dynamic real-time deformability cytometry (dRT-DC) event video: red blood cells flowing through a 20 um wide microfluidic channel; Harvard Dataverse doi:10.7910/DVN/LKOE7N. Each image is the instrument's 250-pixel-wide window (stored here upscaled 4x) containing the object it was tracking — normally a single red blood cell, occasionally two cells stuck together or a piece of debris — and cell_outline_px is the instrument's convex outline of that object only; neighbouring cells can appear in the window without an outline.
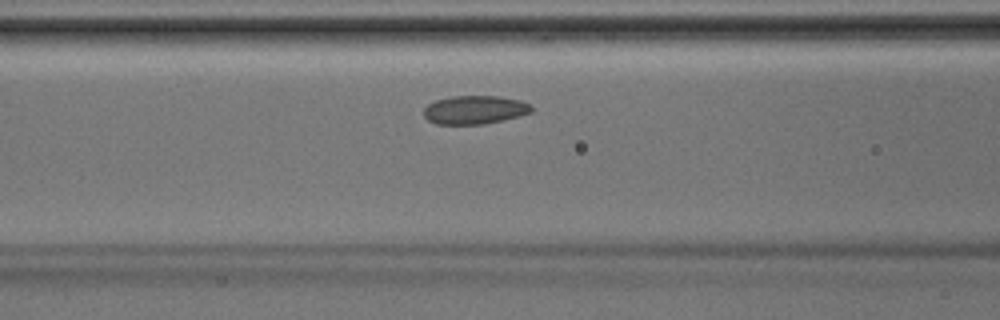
{"species": "Egyptian fruit bat (a non-hibernating species)", "species_latin": "Rousettus aegyptiacus", "temperature_condition": "room temperature", "stored_images_in_passage": 34, "camera_frame_rate_fps": 3000, "um_per_image_px": 0.085, "animal": {"sex": "male"}, "frame": {"image": 1, "passage_image": 9, "time_ms": 2.667, "image_size_px": [1000, 320], "cell_outline_px": [[532, 112], [520, 116], [484, 124], [436, 124], [428, 120], [424, 116], [424, 108], [428, 104], [436, 100], [452, 96], [500, 96], [520, 100], [528, 104], [532, 108]], "centroid_in_image_um": [40.34, 9.33], "position_along_channel_um": 126.3, "area_um2": 17.86}}
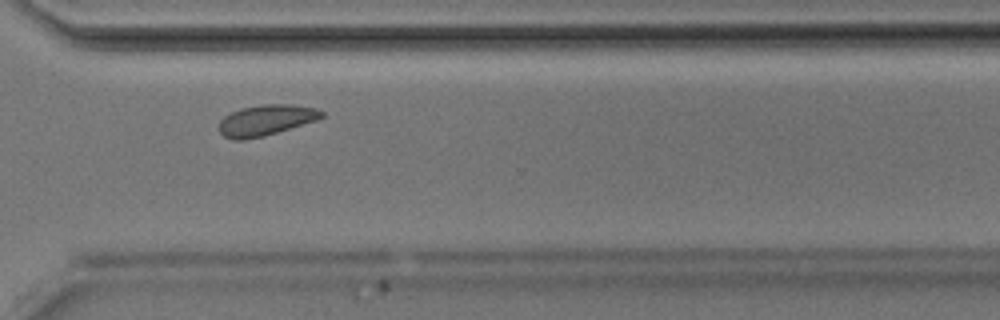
{"frame": {"image": 2, "passage_image": 23, "time_ms": 7.333, "image_size_px": [1000, 320], "cell_outline_px": [[324, 116], [316, 120], [264, 136], [244, 140], [232, 140], [224, 136], [220, 132], [220, 120], [224, 116], [232, 112], [244, 108], [264, 104], [292, 104], [316, 108], [324, 112]], "centroid_in_image_um": [22.61, 10.22], "position_along_channel_um": 348.0, "area_um2": 18.21}}
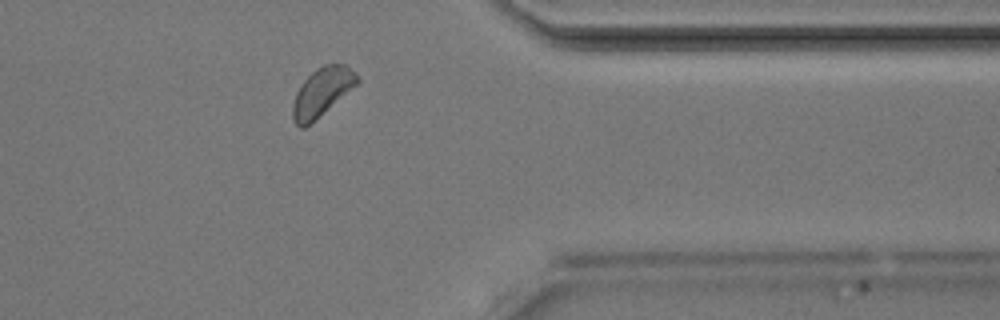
{"frame": {"image": 3, "passage_image": 26, "time_ms": 8.333, "image_size_px": [1000, 320], "cell_outline_px": [[360, 84], [304, 128], [300, 128], [292, 120], [292, 104], [296, 92], [300, 84], [316, 68], [324, 64], [344, 64], [360, 80]], "centroid_in_image_um": [27.35, 7.83], "position_along_channel_um": 384.0, "area_um2": 18.21}}